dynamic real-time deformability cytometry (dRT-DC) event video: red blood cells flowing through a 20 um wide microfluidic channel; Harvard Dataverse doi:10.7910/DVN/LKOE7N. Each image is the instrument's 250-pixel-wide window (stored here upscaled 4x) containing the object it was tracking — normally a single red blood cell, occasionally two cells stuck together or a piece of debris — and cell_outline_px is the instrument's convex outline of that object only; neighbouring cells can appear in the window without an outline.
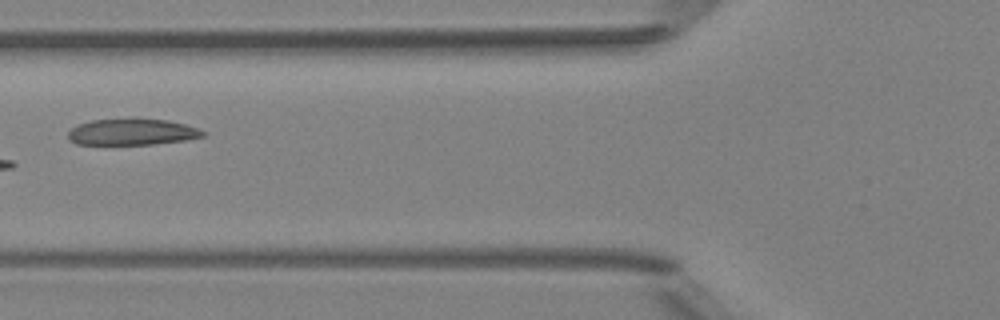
{"species": "Egyptian fruit bat (a non-hibernating species)", "species_latin": "Rousettus aegyptiacus", "temperature_condition": "room temperature", "stored_images_in_passage": 4, "camera_frame_rate_fps": 3000, "um_per_image_px": 0.085, "animal": {"sex": "female"}, "frame": {"image": 1, "passage_image": 2, "time_ms": 1.333, "image_size_px": [1000, 320], "cell_outline_px": [[204, 136], [188, 140], [152, 144], [76, 144], [68, 140], [68, 132], [76, 124], [92, 120], [136, 116], [168, 120], [184, 124], [196, 128], [204, 132]], "centroid_in_image_um": [11.19, 11.18], "position_along_channel_um": 114.6, "area_um2": 21.33}}
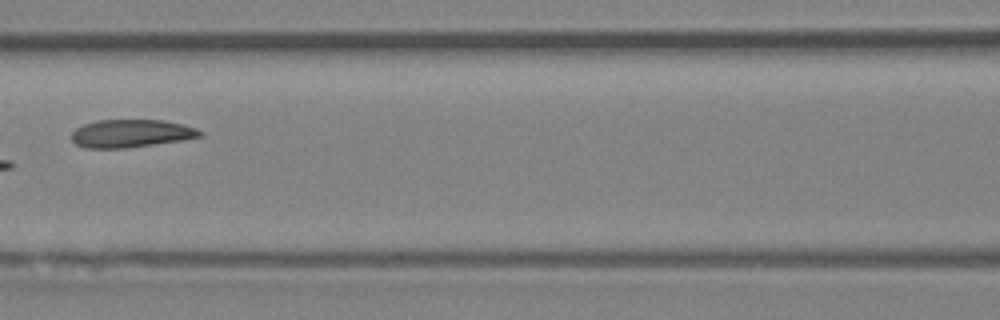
{"frame": {"image": 2, "passage_image": 3, "time_ms": 2.333, "image_size_px": [1000, 320], "cell_outline_px": [[204, 136], [180, 140], [128, 148], [84, 148], [76, 144], [72, 140], [72, 132], [76, 128], [84, 124], [96, 120], [164, 120], [184, 124], [196, 128], [204, 132]], "centroid_in_image_um": [11.16, 11.34], "position_along_channel_um": 155.4, "area_um2": 20.98}}
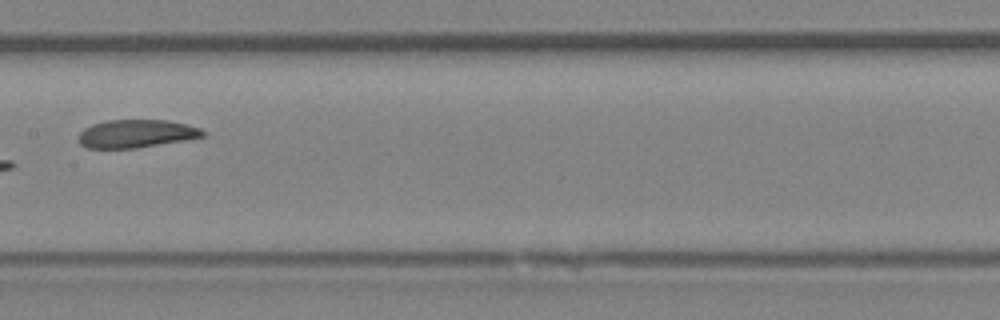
{"frame": {"image": 3, "passage_image": 4, "time_ms": 3.333, "image_size_px": [1000, 320], "cell_outline_px": [[204, 136], [184, 140], [136, 148], [84, 148], [76, 140], [80, 132], [84, 128], [92, 124], [108, 120], [168, 120], [188, 124], [200, 128], [204, 132]], "centroid_in_image_um": [11.53, 11.36], "position_along_channel_um": 195.9, "area_um2": 20.4}}